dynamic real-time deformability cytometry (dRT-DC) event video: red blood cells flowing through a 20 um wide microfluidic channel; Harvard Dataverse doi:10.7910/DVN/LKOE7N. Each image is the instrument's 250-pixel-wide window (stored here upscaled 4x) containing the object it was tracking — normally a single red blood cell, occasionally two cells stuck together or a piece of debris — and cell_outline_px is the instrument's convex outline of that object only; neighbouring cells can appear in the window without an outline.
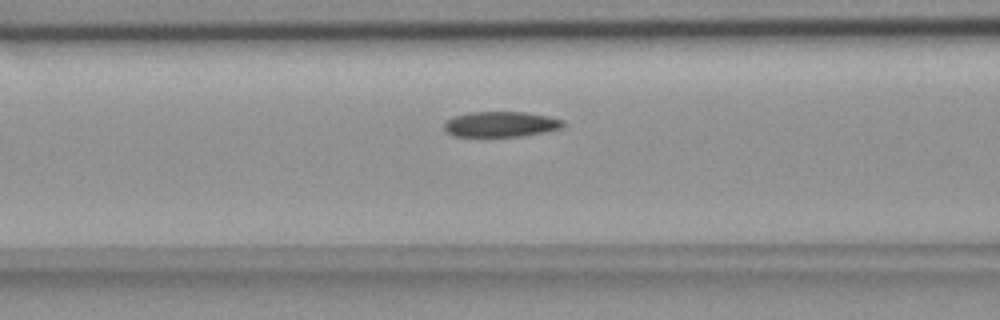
{"species": "common noctule bat (a hibernating species)", "species_latin": "Nyctalus noctula", "temperature_condition": "room temperature", "stored_images_in_passage": 52, "camera_frame_rate_fps": 3000, "um_per_image_px": 0.085, "animal": {"sex": "female", "body_mass_g": 18.4}, "frame": {"image": 1, "passage_image": 19, "time_ms": 6.0, "image_size_px": [1000, 320], "cell_outline_px": [[564, 124], [560, 128], [544, 132], [520, 136], [452, 136], [444, 128], [444, 124], [452, 116], [468, 112], [528, 112], [548, 116], [564, 120]], "centroid_in_image_um": [42.55, 10.55], "position_along_channel_um": 124.0, "area_um2": 17.57}}
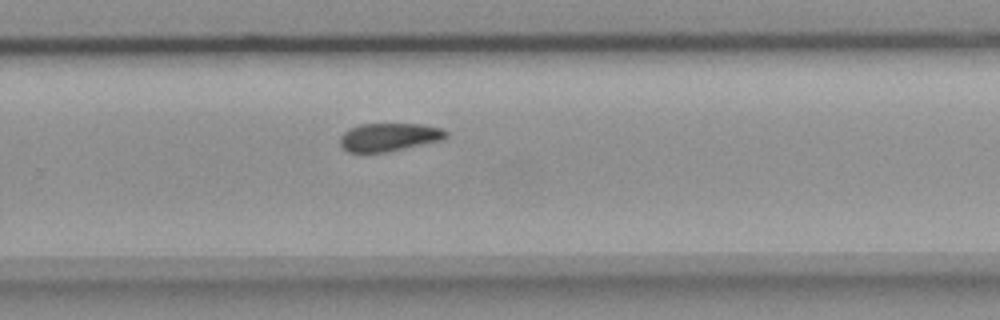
{"frame": {"image": 2, "passage_image": 33, "time_ms": 10.667, "image_size_px": [1000, 320], "cell_outline_px": [[448, 136], [444, 140], [384, 152], [348, 152], [340, 144], [340, 136], [348, 128], [360, 124], [424, 124], [440, 128], [448, 132]], "centroid_in_image_um": [33.08, 11.64], "position_along_channel_um": 296.7, "area_um2": 17.4}}
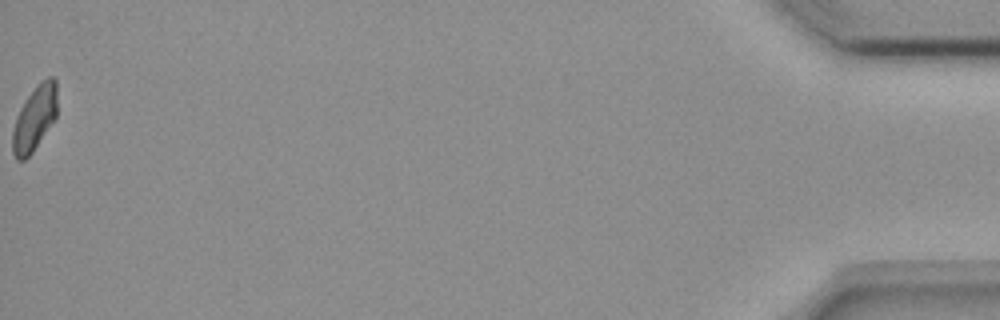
{"frame": {"image": 3, "passage_image": 52, "time_ms": 17.0, "image_size_px": [1000, 320], "cell_outline_px": [[56, 120], [32, 152], [24, 160], [16, 160], [12, 152], [12, 132], [16, 116], [24, 100], [36, 84], [40, 80], [48, 76], [52, 76], [56, 80]], "centroid_in_image_um": [2.94, 10.04], "position_along_channel_um": 432.3, "area_um2": 17.22}, "authors_computed_cell_mechanics": {"area_um2": 18.0336, "velocity_mm_per_s": 3.7149, "shape_relaxation_time_tau1_ms": null, "shape_relaxation_time_tau2_ms": 7.0375, "deformation_change_tau1": null, "deformation_change_tau2": 0.1198}}